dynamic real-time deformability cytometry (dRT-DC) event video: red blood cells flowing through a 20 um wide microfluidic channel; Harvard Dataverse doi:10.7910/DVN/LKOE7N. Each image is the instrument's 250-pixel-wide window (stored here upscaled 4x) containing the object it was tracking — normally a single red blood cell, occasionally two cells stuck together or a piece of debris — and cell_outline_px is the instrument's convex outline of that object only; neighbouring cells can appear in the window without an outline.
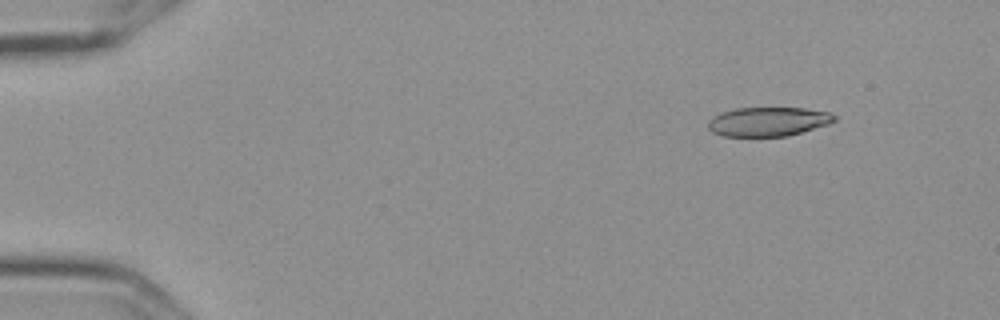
{"species": "Egyptian fruit bat (a non-hibernating species)", "species_latin": "Rousettus aegyptiacus", "temperature_condition": "cold", "stored_images_in_passage": 7, "camera_frame_rate_fps": 3000, "um_per_image_px": 0.085, "frame": {"image": 1, "passage_image": 2, "time_ms": 0.333, "image_size_px": [1000, 320], "cell_outline_px": [[836, 120], [828, 124], [788, 136], [724, 136], [712, 132], [708, 128], [708, 120], [712, 116], [720, 112], [736, 108], [804, 108], [828, 112], [836, 116]], "centroid_in_image_um": [65.26, 10.33], "position_along_channel_um": 19.7, "area_um2": 21.44}}
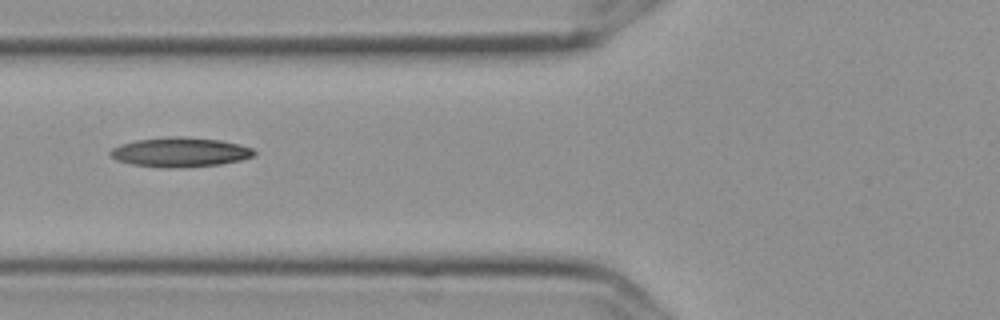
{"frame": {"image": 2, "passage_image": 6, "time_ms": 1.667, "image_size_px": [1000, 320], "cell_outline_px": [[256, 152], [252, 156], [240, 160], [220, 164], [184, 168], [160, 168], [132, 164], [116, 160], [108, 152], [112, 148], [120, 144], [136, 140], [168, 136], [180, 136], [220, 140], [240, 144], [252, 148]], "centroid_in_image_um": [15.28, 12.94], "position_along_channel_um": 110.5, "area_um2": 24.91}}
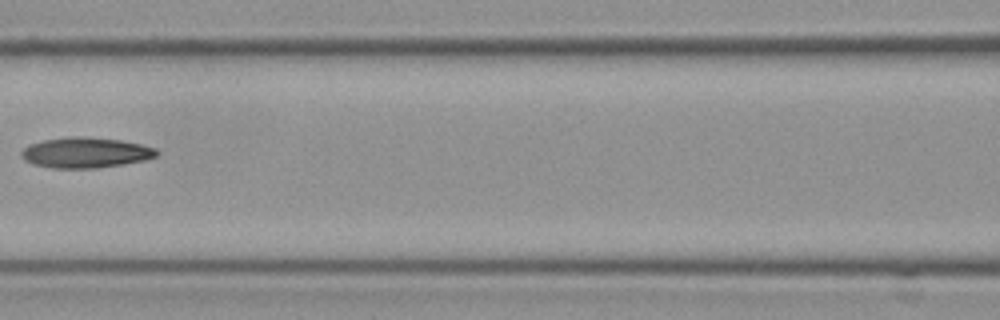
{"frame": {"image": 3, "passage_image": 7, "time_ms": 2.0, "image_size_px": [1000, 320], "cell_outline_px": [[160, 152], [156, 156], [144, 160], [124, 164], [96, 168], [52, 168], [32, 164], [24, 160], [20, 156], [20, 152], [28, 144], [44, 140], [72, 136], [84, 136], [120, 140], [140, 144], [156, 148]], "centroid_in_image_um": [7.25, 12.97], "position_along_channel_um": 159.4, "area_um2": 24.16}}